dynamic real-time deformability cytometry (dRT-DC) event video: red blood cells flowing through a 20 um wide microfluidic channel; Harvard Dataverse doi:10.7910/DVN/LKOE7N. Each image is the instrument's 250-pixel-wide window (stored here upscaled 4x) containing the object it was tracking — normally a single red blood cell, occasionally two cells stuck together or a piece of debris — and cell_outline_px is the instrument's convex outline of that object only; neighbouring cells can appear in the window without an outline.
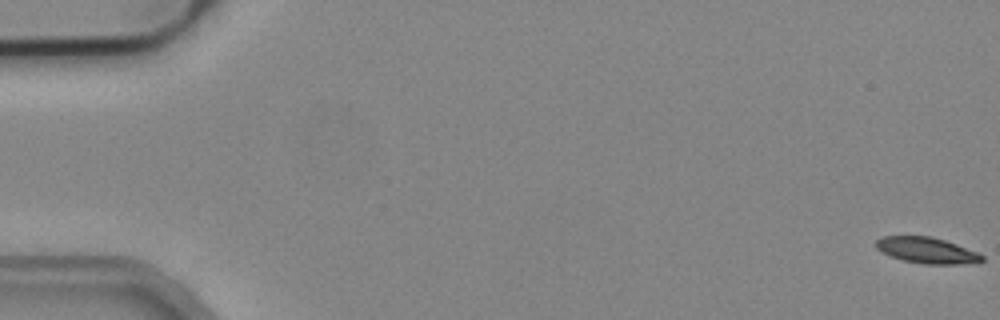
{"species": "common noctule bat (a hibernating species)", "species_latin": "Nyctalus noctula", "temperature_condition": "cold", "stored_images_in_passage": 7, "camera_frame_rate_fps": 3000, "um_per_image_px": 0.085, "animal": {"sex": "male", "body_mass_g": 19.2, "forearm_length_mm": 51.8}, "frame": {"image": 1, "passage_image": 1, "time_ms": 0.0, "image_size_px": [1000, 320], "cell_outline_px": [[984, 260], [956, 264], [924, 264], [904, 260], [892, 256], [876, 248], [876, 240], [880, 236], [932, 236], [956, 244], [976, 252], [984, 256]], "centroid_in_image_um": [78.75, 21.26], "position_along_channel_um": 6.3, "area_um2": 15.72}}
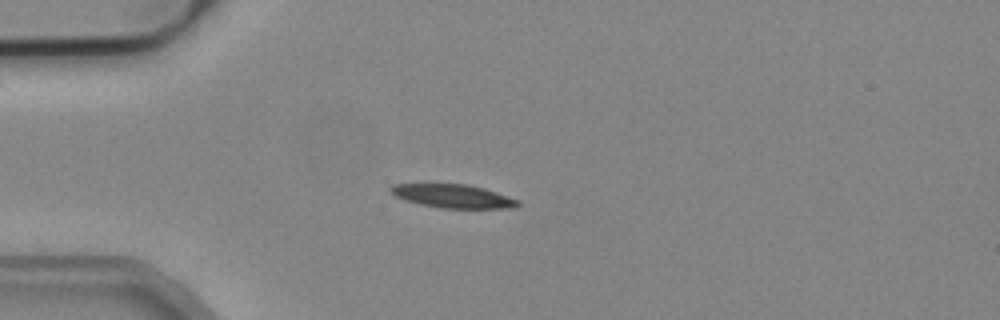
{"frame": {"image": 2, "passage_image": 4, "time_ms": 1.0, "image_size_px": [1000, 320], "cell_outline_px": [[520, 204], [512, 208], [440, 208], [420, 204], [396, 196], [388, 192], [388, 188], [392, 184], [428, 180], [468, 184], [484, 188], [520, 200]], "centroid_in_image_um": [38.38, 16.6], "position_along_channel_um": 46.6, "area_um2": 18.5}}